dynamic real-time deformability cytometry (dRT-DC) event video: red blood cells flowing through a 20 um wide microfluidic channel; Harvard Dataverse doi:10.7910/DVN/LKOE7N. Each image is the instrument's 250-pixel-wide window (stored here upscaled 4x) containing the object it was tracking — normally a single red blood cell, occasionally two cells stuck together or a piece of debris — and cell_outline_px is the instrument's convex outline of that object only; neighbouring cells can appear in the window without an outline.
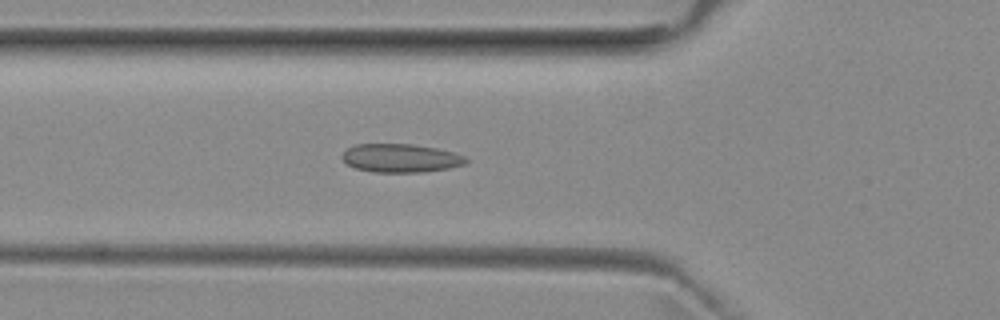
{"species": "common noctule bat (a hibernating species)", "species_latin": "Nyctalus noctula", "temperature_condition": "room temperature", "stored_images_in_passage": 51, "camera_frame_rate_fps": 3000, "um_per_image_px": 0.085, "animal": {"sex": "female", "body_mass_g": 29.2, "forearm_length_mm": 56.3}, "frame": {"image": 1, "passage_image": 17, "time_ms": 5.333, "image_size_px": [1000, 320], "cell_outline_px": [[468, 160], [464, 164], [448, 168], [420, 172], [372, 172], [356, 168], [348, 164], [340, 156], [348, 148], [356, 144], [412, 144], [436, 148], [452, 152], [464, 156]], "centroid_in_image_um": [34.03, 13.43], "position_along_channel_um": 91.8, "area_um2": 20.35}}
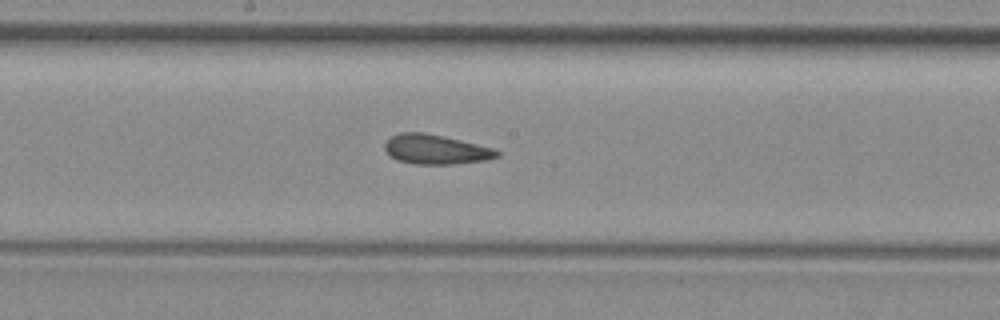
{"frame": {"image": 2, "passage_image": 26, "time_ms": 8.333, "image_size_px": [1000, 320], "cell_outline_px": [[500, 156], [484, 160], [452, 164], [412, 164], [396, 160], [384, 148], [384, 144], [392, 136], [400, 132], [424, 132], [444, 136], [492, 148], [500, 152]], "centroid_in_image_um": [37.01, 12.7], "position_along_channel_um": 211.2, "area_um2": 19.19}}
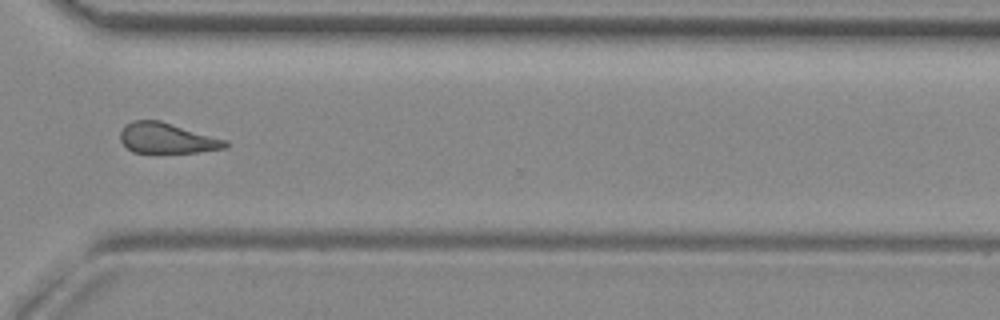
{"frame": {"image": 3, "passage_image": 37, "time_ms": 12.0, "image_size_px": [1000, 320], "cell_outline_px": [[228, 148], [196, 152], [132, 152], [120, 140], [120, 132], [132, 120], [160, 120], [228, 140]], "centroid_in_image_um": [14.23, 11.74], "position_along_channel_um": 356.4, "area_um2": 18.55}, "authors_computed_cell_mechanics": {"area_um2": 19.652, "velocity_mm_per_s": 3.9641, "shape_relaxation_time_tau1_ms": null, "shape_relaxation_time_tau2_ms": 2.4787, "deformation_change_tau1": null, "deformation_change_tau2": 0.0904}}